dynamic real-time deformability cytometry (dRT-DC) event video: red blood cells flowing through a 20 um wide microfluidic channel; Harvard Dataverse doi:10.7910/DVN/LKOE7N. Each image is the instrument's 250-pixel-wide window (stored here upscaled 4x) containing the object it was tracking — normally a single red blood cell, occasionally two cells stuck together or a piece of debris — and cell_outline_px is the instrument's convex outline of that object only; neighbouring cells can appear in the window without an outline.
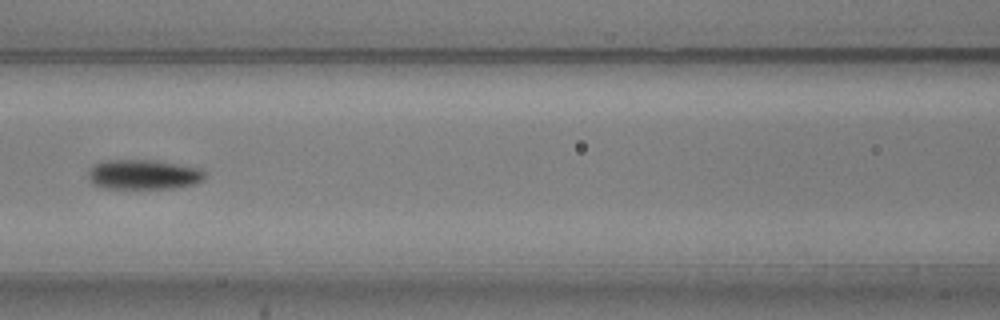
{"species": "common noctule bat (a hibernating species)", "species_latin": "Nyctalus noctula", "temperature_condition": "warm", "stored_images_in_passage": 8, "camera_frame_rate_fps": 3000, "um_per_image_px": 0.085, "animal": {"sex": "male", "body_mass_g": 20.5, "forearm_length_mm": 52.5}, "frame": {"image": 1, "passage_image": 5, "time_ms": 1.333, "image_size_px": [1000, 320], "cell_outline_px": [[204, 180], [196, 184], [176, 188], [104, 188], [92, 184], [88, 176], [88, 172], [96, 164], [108, 160], [156, 160], [200, 168], [204, 172]], "centroid_in_image_um": [12.23, 14.84], "position_along_channel_um": 154.4, "area_um2": 20.23}}
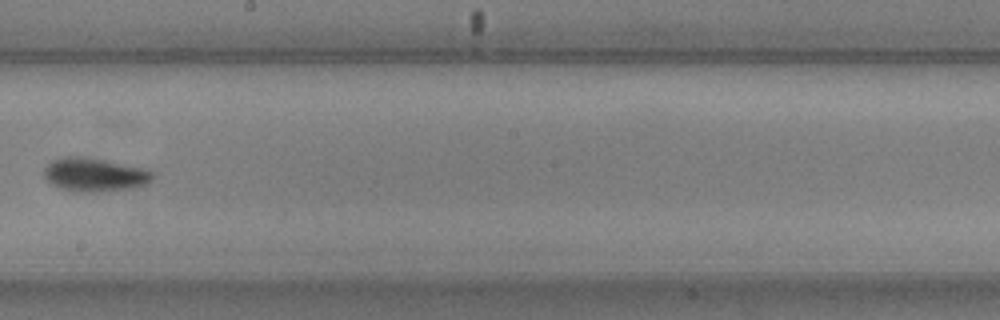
{"frame": {"image": 2, "passage_image": 7, "time_ms": 2.0, "image_size_px": [1000, 320], "cell_outline_px": [[152, 180], [148, 184], [132, 188], [96, 192], [72, 192], [60, 188], [52, 184], [44, 176], [44, 168], [52, 160], [64, 156], [80, 156], [104, 160], [148, 168], [152, 172]], "centroid_in_image_um": [8.05, 14.85], "position_along_channel_um": 240.2, "area_um2": 21.44}}
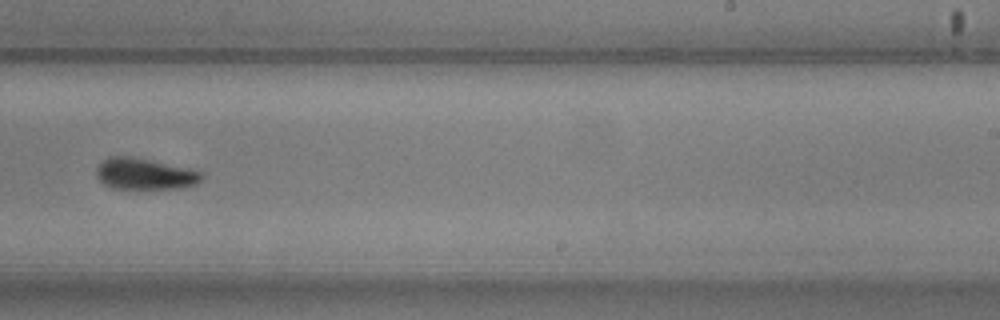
{"frame": {"image": 3, "passage_image": 8, "time_ms": 2.333, "image_size_px": [1000, 320], "cell_outline_px": [[204, 176], [196, 184], [184, 188], [136, 192], [112, 188], [104, 184], [96, 176], [96, 168], [108, 156], [132, 156], [188, 168], [204, 172]], "centroid_in_image_um": [12.31, 14.84], "position_along_channel_um": 276.7, "area_um2": 20.23}}